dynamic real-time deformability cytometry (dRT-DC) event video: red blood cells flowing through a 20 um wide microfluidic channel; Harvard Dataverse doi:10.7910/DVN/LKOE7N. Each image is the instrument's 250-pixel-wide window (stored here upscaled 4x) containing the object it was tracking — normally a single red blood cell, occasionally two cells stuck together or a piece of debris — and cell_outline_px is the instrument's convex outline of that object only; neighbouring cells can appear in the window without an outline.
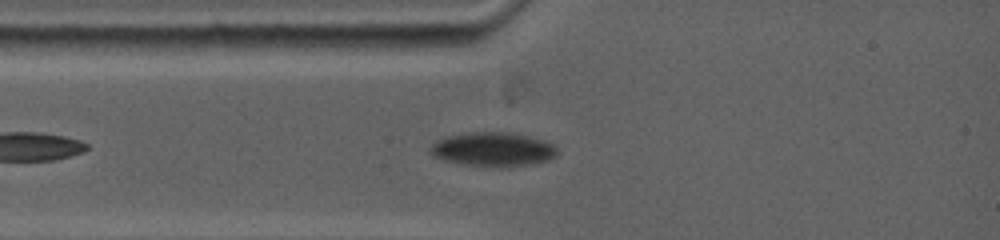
{"species": "common noctule bat (a hibernating species)", "species_latin": "Nyctalus noctula", "temperature_condition": "warm", "stored_images_in_passage": 14, "camera_frame_rate_fps": 5000, "um_per_image_px": 0.085, "animal": {"sex": "female", "body_mass_g": 19.0, "forearm_length_mm": 53.3}, "frame": {"image": 1, "passage_image": 5, "time_ms": 1.0, "image_size_px": [1000, 240], "cell_outline_px": [[556, 156], [548, 160], [528, 164], [464, 164], [444, 160], [436, 156], [432, 152], [432, 144], [436, 140], [448, 136], [468, 132], [508, 132], [528, 136], [544, 140], [552, 144], [556, 148]], "centroid_in_image_um": [41.91, 12.64], "position_along_channel_um": 43.1, "area_um2": 24.04}}
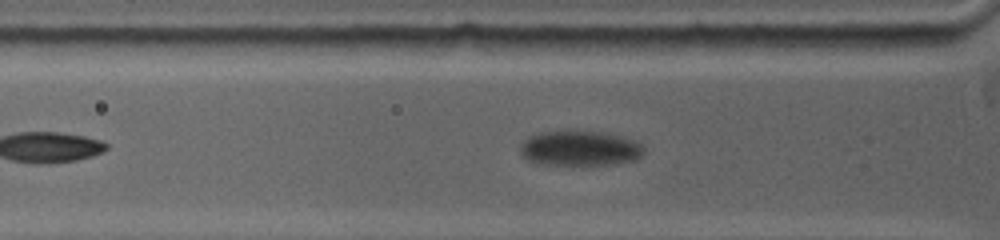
{"frame": {"image": 2, "passage_image": 8, "time_ms": 2.0, "image_size_px": [1000, 240], "cell_outline_px": [[644, 152], [636, 160], [616, 164], [544, 164], [528, 160], [520, 152], [520, 144], [528, 136], [536, 132], [560, 128], [568, 128], [604, 132], [620, 136], [632, 140], [640, 144], [644, 148]], "centroid_in_image_um": [49.24, 12.55], "position_along_channel_um": 76.6, "area_um2": 26.01}}